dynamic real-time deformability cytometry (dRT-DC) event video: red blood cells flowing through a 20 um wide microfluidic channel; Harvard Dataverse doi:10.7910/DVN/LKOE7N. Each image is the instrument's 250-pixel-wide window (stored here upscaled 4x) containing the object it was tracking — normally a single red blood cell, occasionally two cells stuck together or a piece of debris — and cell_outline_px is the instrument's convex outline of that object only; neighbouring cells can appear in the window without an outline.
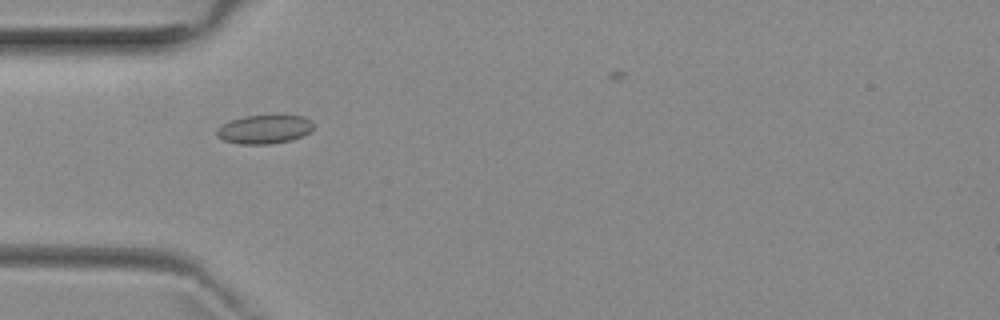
{"species": "common noctule bat (a hibernating species)", "species_latin": "Nyctalus noctula", "temperature_condition": "room temperature", "stored_images_in_passage": 6, "camera_frame_rate_fps": 3000, "um_per_image_px": 0.085, "animal": {"sex": "female", "body_mass_g": 29.2, "forearm_length_mm": 56.3}, "frame": {"image": 1, "passage_image": 3, "time_ms": 2.333, "image_size_px": [1000, 320], "cell_outline_px": [[312, 128], [308, 132], [292, 140], [268, 144], [240, 144], [224, 140], [216, 136], [216, 132], [224, 124], [232, 120], [244, 116], [304, 116], [312, 120]], "centroid_in_image_um": [22.47, 11.0], "position_along_channel_um": 62.5, "area_um2": 15.84}}
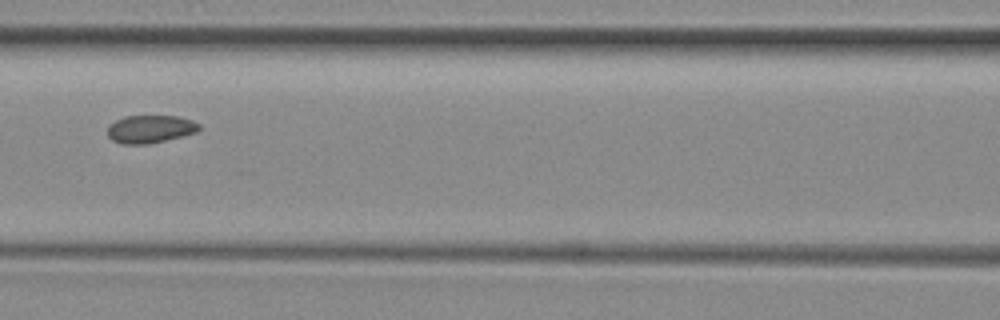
{"frame": {"image": 2, "passage_image": 5, "time_ms": 4.667, "image_size_px": [1000, 320], "cell_outline_px": [[200, 128], [196, 132], [148, 144], [120, 144], [112, 140], [108, 136], [108, 128], [116, 120], [124, 116], [176, 116], [192, 120], [200, 124]], "centroid_in_image_um": [12.75, 10.97], "position_along_channel_um": 153.8, "area_um2": 14.68}}
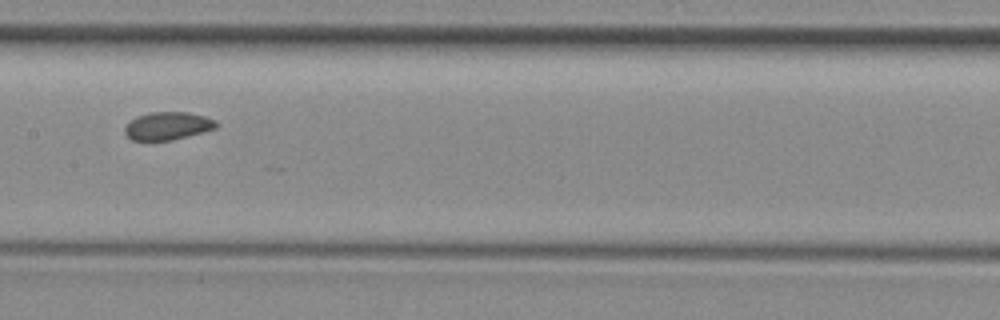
{"frame": {"image": 3, "passage_image": 6, "time_ms": 5.667, "image_size_px": [1000, 320], "cell_outline_px": [[220, 124], [216, 128], [204, 132], [172, 140], [132, 140], [124, 132], [124, 128], [136, 116], [148, 112], [188, 112], [204, 116], [216, 120]], "centroid_in_image_um": [14.29, 10.69], "position_along_channel_um": 193.1, "area_um2": 14.91}}